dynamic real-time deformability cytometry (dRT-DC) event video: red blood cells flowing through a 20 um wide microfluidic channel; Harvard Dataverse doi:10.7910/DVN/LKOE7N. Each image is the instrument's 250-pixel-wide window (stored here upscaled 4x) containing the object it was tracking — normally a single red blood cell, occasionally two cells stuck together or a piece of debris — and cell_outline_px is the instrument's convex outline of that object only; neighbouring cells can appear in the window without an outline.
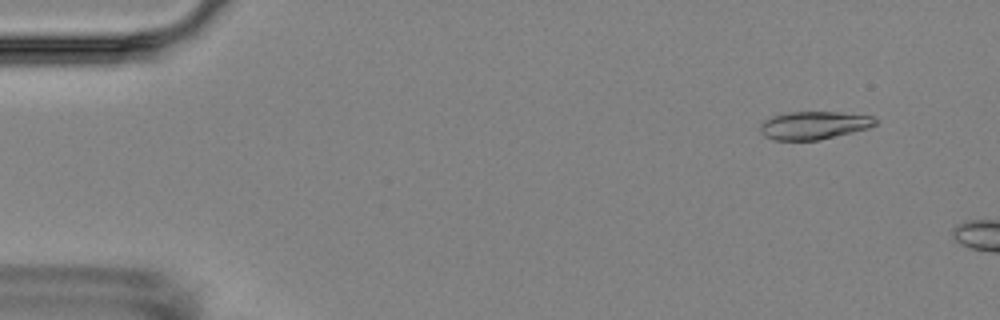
{"species": "Egyptian fruit bat (a non-hibernating species)", "species_latin": "Rousettus aegyptiacus", "temperature_condition": "room temperature", "stored_images_in_passage": 11, "camera_frame_rate_fps": 3000, "um_per_image_px": 0.085, "animal": {"sex": "female"}, "frame": {"image": 1, "passage_image": 2, "time_ms": 1.333, "image_size_px": [1000, 320], "cell_outline_px": [[876, 124], [868, 128], [852, 132], [816, 140], [772, 140], [764, 136], [760, 132], [760, 124], [764, 120], [772, 116], [788, 112], [836, 112], [872, 116], [876, 120]], "centroid_in_image_um": [69.12, 10.65], "position_along_channel_um": 15.9, "area_um2": 18.61}}
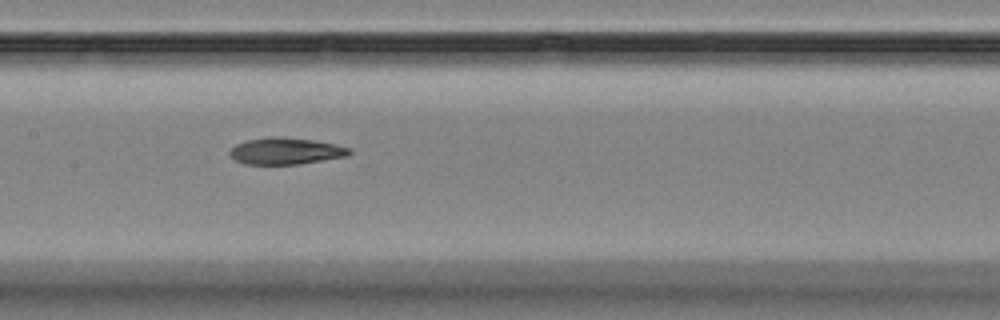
{"frame": {"image": 2, "passage_image": 8, "time_ms": 9.0, "image_size_px": [1000, 320], "cell_outline_px": [[352, 152], [348, 156], [300, 164], [244, 164], [236, 160], [228, 152], [236, 144], [248, 140], [268, 136], [284, 136], [316, 140], [352, 148]], "centroid_in_image_um": [24.33, 12.82], "position_along_channel_um": 183.1, "area_um2": 18.79}}
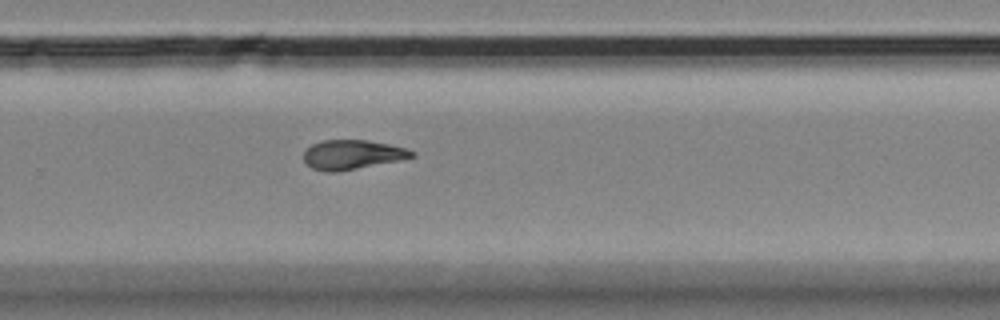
{"frame": {"image": 3, "passage_image": 11, "time_ms": 12.333, "image_size_px": [1000, 320], "cell_outline_px": [[416, 156], [400, 160], [336, 172], [324, 172], [312, 168], [304, 160], [304, 152], [312, 144], [324, 140], [368, 140], [408, 148], [416, 152]], "centroid_in_image_um": [29.97, 13.14], "position_along_channel_um": 299.8, "area_um2": 18.5}}